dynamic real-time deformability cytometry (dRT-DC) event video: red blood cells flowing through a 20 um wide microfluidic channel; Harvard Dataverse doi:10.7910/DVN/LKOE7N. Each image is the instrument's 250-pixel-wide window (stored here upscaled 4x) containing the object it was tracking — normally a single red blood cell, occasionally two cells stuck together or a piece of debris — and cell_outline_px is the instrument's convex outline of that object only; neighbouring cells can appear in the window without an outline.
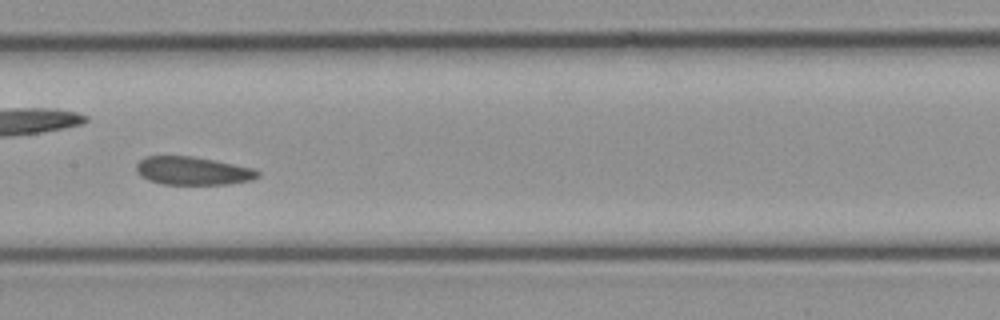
{"species": "common noctule bat (a hibernating species)", "species_latin": "Nyctalus noctula", "temperature_condition": "cold", "stored_images_in_passage": 22, "camera_frame_rate_fps": 3000, "um_per_image_px": 0.085, "animal": {"sex": "female", "body_mass_g": 21.9}, "frame": {"image": 1, "passage_image": 7, "time_ms": 2.0, "image_size_px": [1000, 320], "cell_outline_px": [[260, 176], [252, 180], [228, 184], [160, 184], [148, 180], [140, 176], [136, 172], [136, 164], [144, 156], [192, 156], [216, 160], [252, 168], [260, 172]], "centroid_in_image_um": [16.37, 14.52], "position_along_channel_um": 191.0, "area_um2": 20.11}}
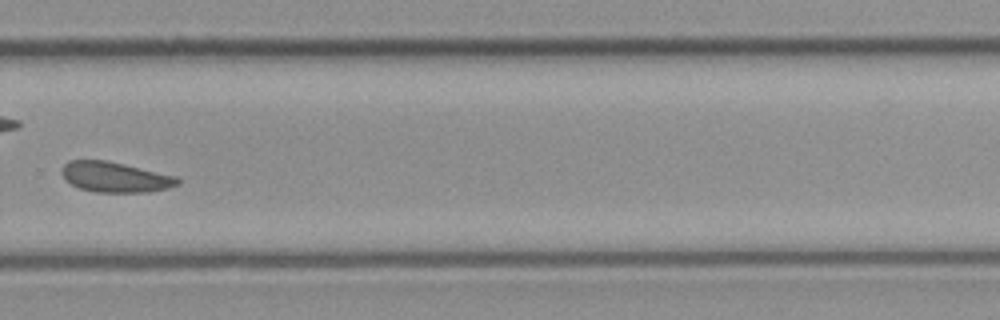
{"frame": {"image": 2, "passage_image": 13, "time_ms": 4.0, "image_size_px": [1000, 320], "cell_outline_px": [[180, 184], [168, 188], [148, 192], [96, 192], [80, 188], [72, 184], [60, 172], [60, 168], [68, 160], [108, 160], [176, 176], [180, 180]], "centroid_in_image_um": [9.79, 15.04], "position_along_channel_um": 320.0, "area_um2": 20.46}}